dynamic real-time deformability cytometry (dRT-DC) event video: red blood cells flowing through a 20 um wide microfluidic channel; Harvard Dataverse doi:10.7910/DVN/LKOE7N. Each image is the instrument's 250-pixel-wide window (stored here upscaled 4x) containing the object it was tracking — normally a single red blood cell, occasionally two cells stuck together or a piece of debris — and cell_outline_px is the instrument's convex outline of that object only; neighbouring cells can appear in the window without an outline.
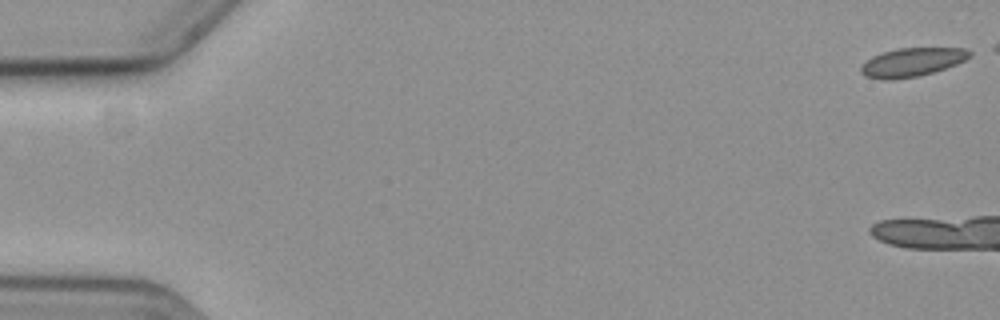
{"species": "common noctule bat (a hibernating species)", "species_latin": "Nyctalus noctula", "temperature_condition": "cold", "stored_images_in_passage": 8, "camera_frame_rate_fps": 3000, "um_per_image_px": 0.085, "animal": {"sex": "female", "body_mass_g": 19.3, "forearm_length_mm": 54.1}, "frame": {"image": 1, "passage_image": 1, "time_ms": 0.0, "image_size_px": [1000, 320], "cell_outline_px": [[972, 52], [964, 60], [956, 64], [920, 76], [892, 80], [884, 80], [864, 76], [860, 72], [860, 64], [872, 56], [880, 52], [896, 48], [964, 48]], "centroid_in_image_um": [77.43, 5.29], "position_along_channel_um": 7.6, "area_um2": 18.26}}